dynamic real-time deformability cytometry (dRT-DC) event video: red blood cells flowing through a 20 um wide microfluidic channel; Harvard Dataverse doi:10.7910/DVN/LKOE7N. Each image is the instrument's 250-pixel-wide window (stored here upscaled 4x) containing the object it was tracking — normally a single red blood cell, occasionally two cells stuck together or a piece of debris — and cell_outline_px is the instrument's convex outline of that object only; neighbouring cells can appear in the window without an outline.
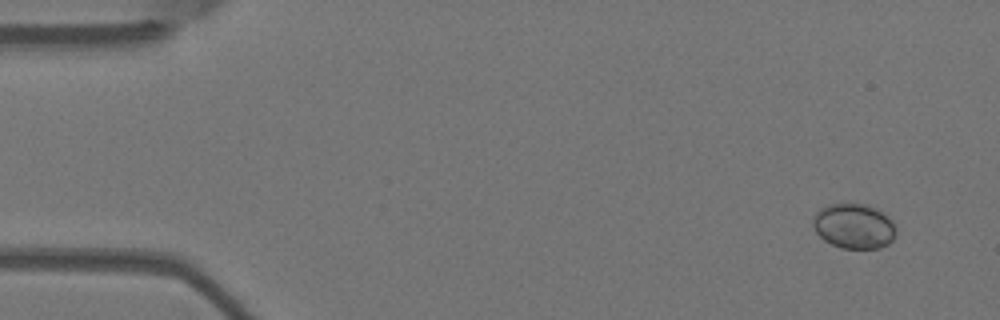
{"species": "Egyptian fruit bat (a non-hibernating species)", "species_latin": "Rousettus aegyptiacus", "temperature_condition": "warm", "stored_images_in_passage": 9, "camera_frame_rate_fps": 3000, "um_per_image_px": 0.085, "animal": {"sex": "female"}, "frame": {"image": 1, "passage_image": 1, "time_ms": 0.0, "image_size_px": [1000, 320], "cell_outline_px": [[896, 232], [892, 240], [888, 244], [880, 248], [840, 248], [824, 240], [816, 232], [812, 224], [812, 220], [816, 212], [820, 208], [828, 204], [868, 204], [876, 208], [888, 216], [892, 220], [896, 228]], "centroid_in_image_um": [72.58, 19.21], "position_along_channel_um": 12.4, "area_um2": 21.91}}
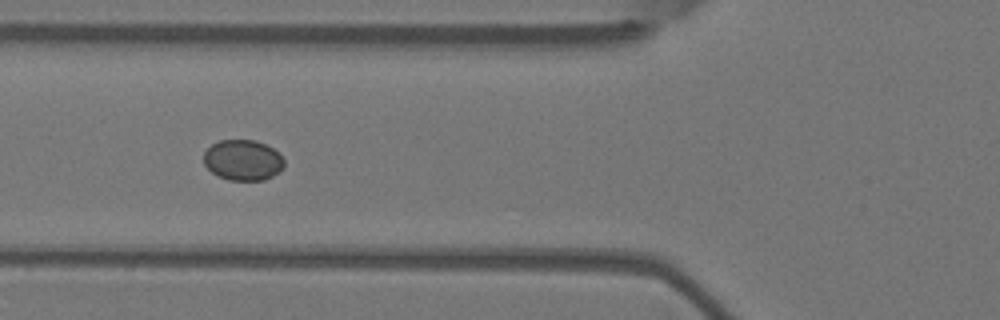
{"frame": {"image": 2, "passage_image": 5, "time_ms": 1.333, "image_size_px": [1000, 320], "cell_outline_px": [[284, 168], [280, 172], [264, 180], [228, 180], [212, 172], [204, 164], [204, 152], [212, 144], [220, 140], [256, 140], [272, 148], [284, 160]], "centroid_in_image_um": [20.65, 13.61], "position_along_channel_um": 105.1, "area_um2": 18.96}}
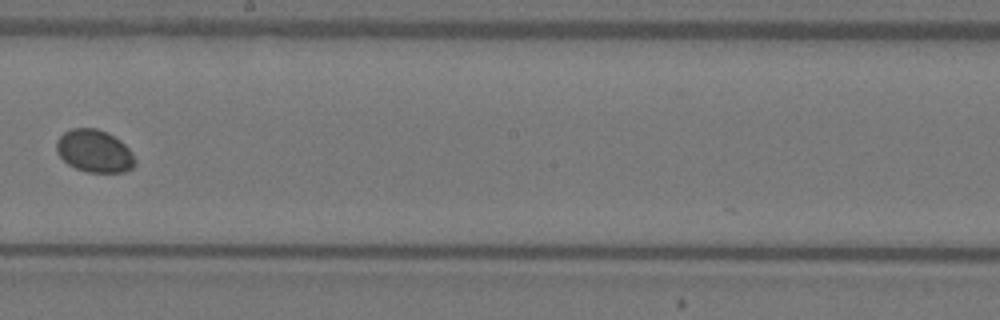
{"frame": {"image": 3, "passage_image": 8, "time_ms": 2.333, "image_size_px": [1000, 320], "cell_outline_px": [[136, 164], [132, 168], [124, 172], [88, 172], [76, 168], [68, 164], [56, 152], [56, 140], [64, 132], [72, 128], [96, 128], [108, 132], [120, 140], [132, 152], [136, 160]], "centroid_in_image_um": [8.03, 12.83], "position_along_channel_um": 240.2, "area_um2": 19.59}}